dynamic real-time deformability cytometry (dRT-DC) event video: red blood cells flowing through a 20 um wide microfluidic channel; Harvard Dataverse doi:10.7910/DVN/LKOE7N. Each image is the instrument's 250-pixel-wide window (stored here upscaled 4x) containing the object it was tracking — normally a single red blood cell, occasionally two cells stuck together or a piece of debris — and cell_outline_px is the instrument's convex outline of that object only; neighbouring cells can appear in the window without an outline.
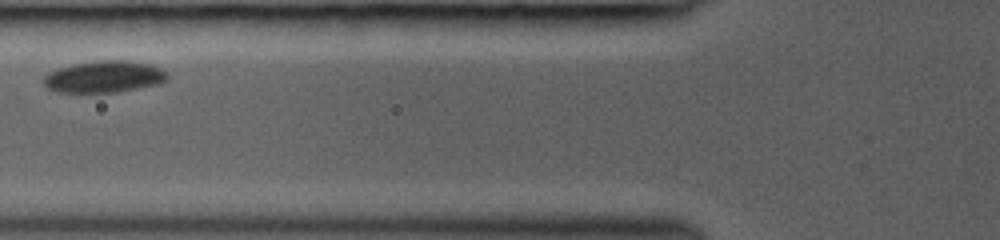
{"species": "common noctule bat (a hibernating species)", "species_latin": "Nyctalus noctula", "temperature_condition": "room temperature", "stored_images_in_passage": 13, "camera_frame_rate_fps": 3000, "um_per_image_px": 0.085, "animal": {"sex": "female", "body_mass_g": 19.0, "forearm_length_mm": 53.3}, "frame": {"image": 1, "passage_image": 3, "time_ms": 1.667, "image_size_px": [1000, 240], "cell_outline_px": [[168, 80], [160, 84], [116, 92], [56, 92], [48, 88], [44, 84], [44, 76], [48, 72], [56, 68], [72, 64], [96, 60], [128, 60], [148, 64], [160, 68], [168, 72]], "centroid_in_image_um": [8.86, 6.51], "position_along_channel_um": 116.9, "area_um2": 23.12}}
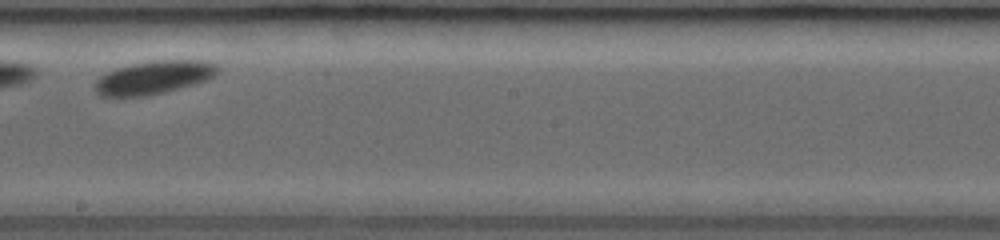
{"frame": {"image": 2, "passage_image": 10, "time_ms": 4.667, "image_size_px": [1000, 240], "cell_outline_px": [[220, 72], [204, 80], [192, 84], [164, 92], [144, 96], [100, 96], [96, 92], [96, 80], [100, 76], [116, 68], [132, 64], [152, 60], [200, 60], [216, 64], [220, 68]], "centroid_in_image_um": [13.07, 6.57], "position_along_channel_um": 235.1, "area_um2": 23.47}}
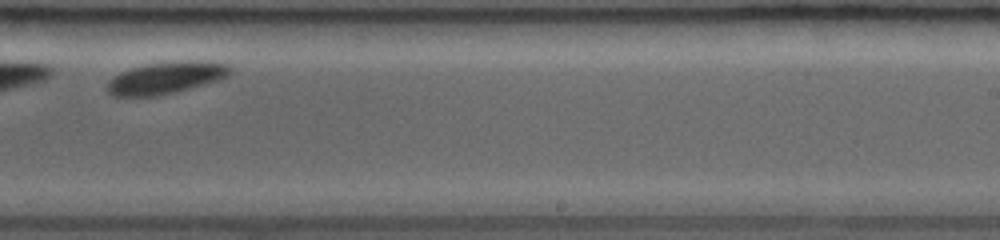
{"frame": {"image": 3, "passage_image": 11, "time_ms": 5.667, "image_size_px": [1000, 240], "cell_outline_px": [[232, 68], [228, 76], [220, 80], [176, 92], [156, 96], [112, 96], [108, 92], [108, 80], [120, 72], [132, 68], [148, 64], [180, 60], [200, 60], [228, 64]], "centroid_in_image_um": [14.14, 6.61], "position_along_channel_um": 274.9, "area_um2": 23.0}}